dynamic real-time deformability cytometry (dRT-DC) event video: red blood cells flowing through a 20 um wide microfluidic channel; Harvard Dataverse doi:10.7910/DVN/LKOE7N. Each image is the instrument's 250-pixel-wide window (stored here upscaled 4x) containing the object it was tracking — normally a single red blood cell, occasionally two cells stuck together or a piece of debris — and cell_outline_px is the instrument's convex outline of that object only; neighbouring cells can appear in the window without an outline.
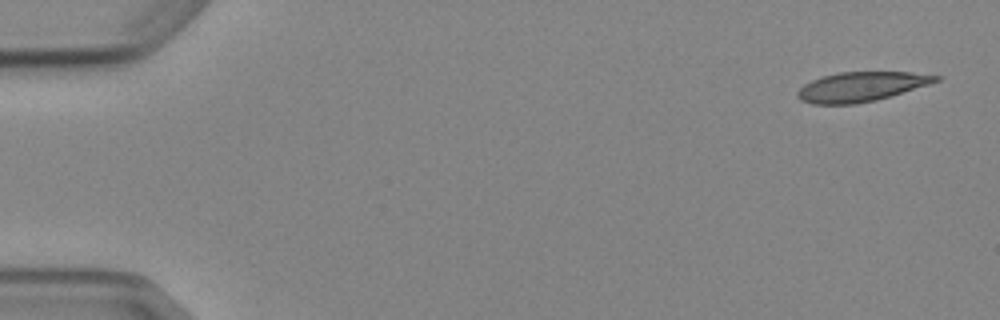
{"species": "Egyptian fruit bat (a non-hibernating species)", "species_latin": "Rousettus aegyptiacus", "temperature_condition": "cold", "stored_images_in_passage": 9, "camera_frame_rate_fps": 3000, "um_per_image_px": 0.085, "animal": {"sex": "female"}, "frame": {"image": 1, "passage_image": 1, "time_ms": 0.0, "image_size_px": [1000, 320], "cell_outline_px": [[944, 76], [940, 80], [928, 84], [876, 100], [856, 104], [812, 104], [800, 100], [796, 96], [796, 92], [804, 84], [820, 76], [840, 72], [912, 72]], "centroid_in_image_um": [73.17, 7.36], "position_along_channel_um": 11.8, "area_um2": 23.81}}
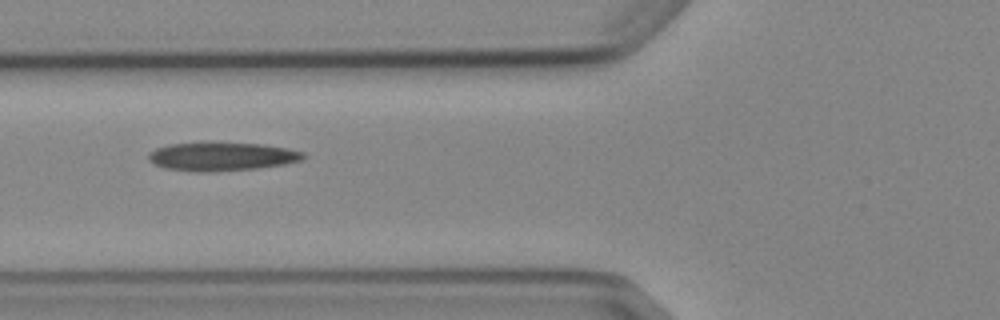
{"frame": {"image": 2, "passage_image": 6, "time_ms": 6.0, "image_size_px": [1000, 320], "cell_outline_px": [[308, 156], [300, 160], [284, 164], [256, 168], [216, 172], [196, 172], [164, 168], [148, 160], [148, 152], [156, 148], [168, 144], [200, 140], [208, 140], [264, 144], [304, 152]], "centroid_in_image_um": [18.79, 13.26], "position_along_channel_um": 107.0, "area_um2": 26.76}}
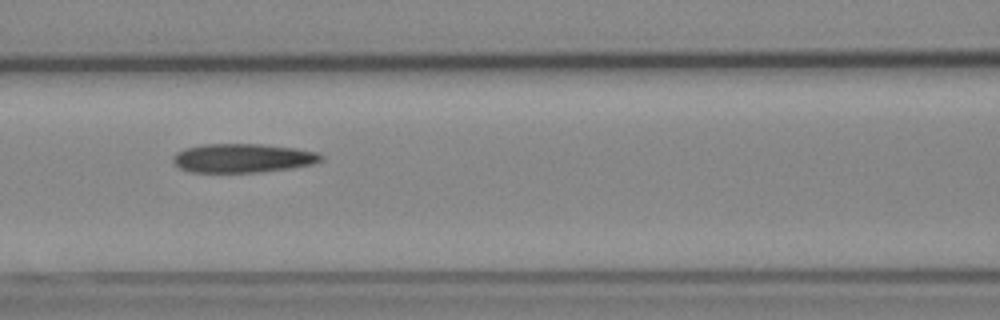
{"frame": {"image": 3, "passage_image": 7, "time_ms": 7.0, "image_size_px": [1000, 320], "cell_outline_px": [[324, 160], [312, 164], [292, 168], [260, 172], [188, 172], [180, 168], [172, 160], [172, 156], [176, 152], [184, 148], [204, 144], [260, 144], [296, 148], [320, 152], [324, 156]], "centroid_in_image_um": [20.66, 13.44], "position_along_channel_um": 145.9, "area_um2": 25.2}}